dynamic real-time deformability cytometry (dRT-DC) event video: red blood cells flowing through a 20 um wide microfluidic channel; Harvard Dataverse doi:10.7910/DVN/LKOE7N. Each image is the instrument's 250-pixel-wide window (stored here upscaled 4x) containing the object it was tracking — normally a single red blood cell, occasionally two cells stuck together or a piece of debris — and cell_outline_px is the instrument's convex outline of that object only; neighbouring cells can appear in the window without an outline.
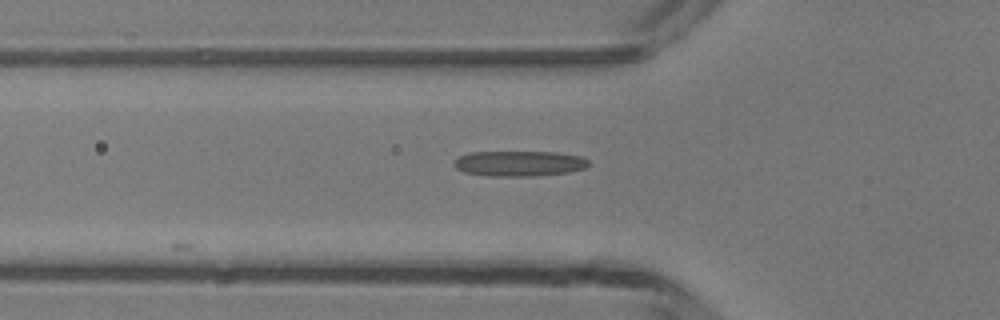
{"species": "common noctule bat (a hibernating species)", "species_latin": "Nyctalus noctula", "temperature_condition": "room temperature", "stored_images_in_passage": 16, "camera_frame_rate_fps": 3000, "um_per_image_px": 0.085, "animal": {"sex": "male", "body_mass_g": 13.3}, "frame": {"image": 1, "passage_image": 4, "time_ms": 1.0, "image_size_px": [1000, 320], "cell_outline_px": [[588, 164], [584, 168], [572, 172], [536, 176], [488, 176], [464, 172], [456, 168], [452, 164], [460, 156], [472, 152], [556, 152], [580, 156], [588, 160]], "centroid_in_image_um": [44.14, 13.9], "position_along_channel_um": 81.7, "area_um2": 19.94}}
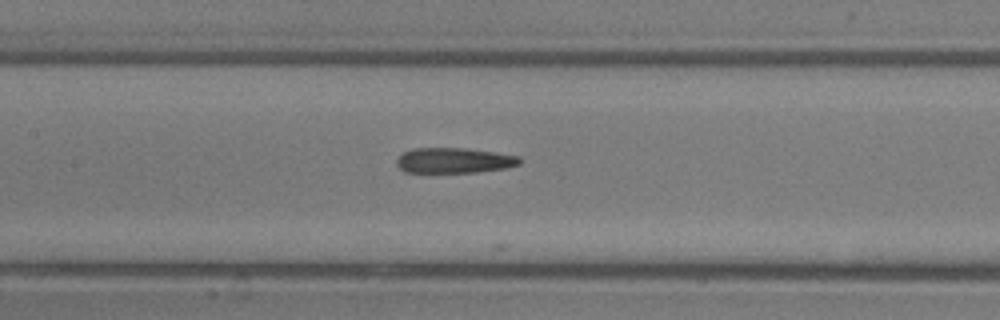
{"frame": {"image": 2, "passage_image": 10, "time_ms": 3.0, "image_size_px": [1000, 320], "cell_outline_px": [[520, 164], [504, 168], [476, 172], [404, 172], [396, 164], [396, 160], [404, 152], [412, 148], [464, 148], [496, 152], [520, 156]], "centroid_in_image_um": [38.59, 13.63], "position_along_channel_um": 168.8, "area_um2": 18.09}}
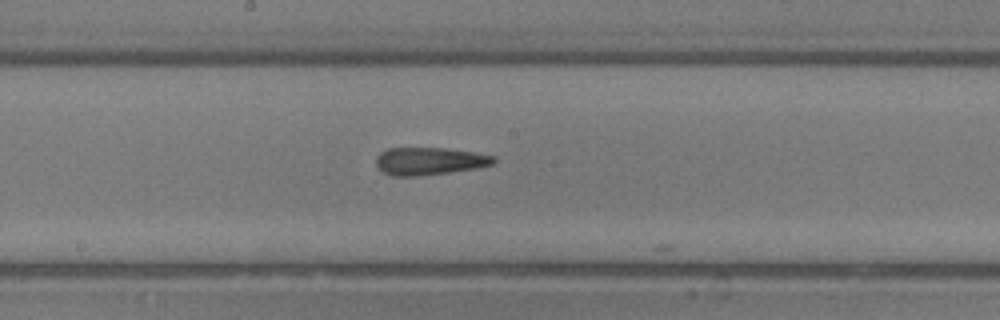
{"frame": {"image": 3, "passage_image": 13, "time_ms": 4.0, "image_size_px": [1000, 320], "cell_outline_px": [[496, 160], [492, 164], [476, 168], [420, 176], [392, 176], [376, 168], [376, 156], [380, 152], [388, 148], [444, 148], [472, 152], [496, 156]], "centroid_in_image_um": [36.45, 13.69], "position_along_channel_um": 211.7, "area_um2": 18.9}}